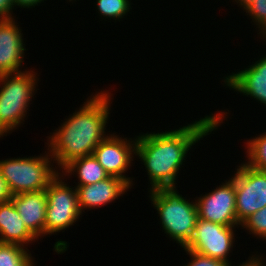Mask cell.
<instances>
[{
    "label": "cell",
    "instance_id": "1",
    "mask_svg": "<svg viewBox=\"0 0 266 266\" xmlns=\"http://www.w3.org/2000/svg\"><path fill=\"white\" fill-rule=\"evenodd\" d=\"M227 114L218 112L179 129L160 133L147 132L135 137V156L144 163L151 185L149 191L160 187H175L177 174L188 151L206 135L218 129Z\"/></svg>",
    "mask_w": 266,
    "mask_h": 266
},
{
    "label": "cell",
    "instance_id": "2",
    "mask_svg": "<svg viewBox=\"0 0 266 266\" xmlns=\"http://www.w3.org/2000/svg\"><path fill=\"white\" fill-rule=\"evenodd\" d=\"M94 95L65 119L47 140V150L60 169L73 159L93 155L94 149L109 135L105 134V129L112 94L100 91Z\"/></svg>",
    "mask_w": 266,
    "mask_h": 266
},
{
    "label": "cell",
    "instance_id": "3",
    "mask_svg": "<svg viewBox=\"0 0 266 266\" xmlns=\"http://www.w3.org/2000/svg\"><path fill=\"white\" fill-rule=\"evenodd\" d=\"M175 187H160L150 192V200L160 216V222L169 237L185 247L193 237L198 218L196 200L189 201Z\"/></svg>",
    "mask_w": 266,
    "mask_h": 266
},
{
    "label": "cell",
    "instance_id": "4",
    "mask_svg": "<svg viewBox=\"0 0 266 266\" xmlns=\"http://www.w3.org/2000/svg\"><path fill=\"white\" fill-rule=\"evenodd\" d=\"M33 70L0 75V137L23 123L39 81Z\"/></svg>",
    "mask_w": 266,
    "mask_h": 266
},
{
    "label": "cell",
    "instance_id": "5",
    "mask_svg": "<svg viewBox=\"0 0 266 266\" xmlns=\"http://www.w3.org/2000/svg\"><path fill=\"white\" fill-rule=\"evenodd\" d=\"M52 159L49 151H45V155L35 157L0 160V172L12 195L45 190L58 174Z\"/></svg>",
    "mask_w": 266,
    "mask_h": 266
},
{
    "label": "cell",
    "instance_id": "6",
    "mask_svg": "<svg viewBox=\"0 0 266 266\" xmlns=\"http://www.w3.org/2000/svg\"><path fill=\"white\" fill-rule=\"evenodd\" d=\"M62 177L59 172L45 189L47 195L45 236L66 230L83 214L78 205L76 187L70 188L72 186L63 182L64 177Z\"/></svg>",
    "mask_w": 266,
    "mask_h": 266
},
{
    "label": "cell",
    "instance_id": "7",
    "mask_svg": "<svg viewBox=\"0 0 266 266\" xmlns=\"http://www.w3.org/2000/svg\"><path fill=\"white\" fill-rule=\"evenodd\" d=\"M232 179L236 189V215L241 226L248 217L266 206V171L241 163Z\"/></svg>",
    "mask_w": 266,
    "mask_h": 266
},
{
    "label": "cell",
    "instance_id": "8",
    "mask_svg": "<svg viewBox=\"0 0 266 266\" xmlns=\"http://www.w3.org/2000/svg\"><path fill=\"white\" fill-rule=\"evenodd\" d=\"M235 228L236 226H225L197 218L193 237L183 249L229 264L228 256L234 246Z\"/></svg>",
    "mask_w": 266,
    "mask_h": 266
},
{
    "label": "cell",
    "instance_id": "9",
    "mask_svg": "<svg viewBox=\"0 0 266 266\" xmlns=\"http://www.w3.org/2000/svg\"><path fill=\"white\" fill-rule=\"evenodd\" d=\"M236 189L232 178L213 191L197 197L198 218L225 226L240 225L236 215Z\"/></svg>",
    "mask_w": 266,
    "mask_h": 266
},
{
    "label": "cell",
    "instance_id": "10",
    "mask_svg": "<svg viewBox=\"0 0 266 266\" xmlns=\"http://www.w3.org/2000/svg\"><path fill=\"white\" fill-rule=\"evenodd\" d=\"M118 136L114 133L109 134L94 149L93 155L109 176L125 180L132 188L133 179L126 177L123 173L127 172L136 154V139L127 140Z\"/></svg>",
    "mask_w": 266,
    "mask_h": 266
},
{
    "label": "cell",
    "instance_id": "11",
    "mask_svg": "<svg viewBox=\"0 0 266 266\" xmlns=\"http://www.w3.org/2000/svg\"><path fill=\"white\" fill-rule=\"evenodd\" d=\"M16 23L14 18L0 19V75L22 72L26 48Z\"/></svg>",
    "mask_w": 266,
    "mask_h": 266
},
{
    "label": "cell",
    "instance_id": "12",
    "mask_svg": "<svg viewBox=\"0 0 266 266\" xmlns=\"http://www.w3.org/2000/svg\"><path fill=\"white\" fill-rule=\"evenodd\" d=\"M131 186L120 178L109 176L103 181L94 184L76 186L78 205L80 211L84 209L100 208L103 205L112 203L115 199L129 191Z\"/></svg>",
    "mask_w": 266,
    "mask_h": 266
},
{
    "label": "cell",
    "instance_id": "13",
    "mask_svg": "<svg viewBox=\"0 0 266 266\" xmlns=\"http://www.w3.org/2000/svg\"><path fill=\"white\" fill-rule=\"evenodd\" d=\"M225 86L266 106V55L254 64L224 78Z\"/></svg>",
    "mask_w": 266,
    "mask_h": 266
},
{
    "label": "cell",
    "instance_id": "14",
    "mask_svg": "<svg viewBox=\"0 0 266 266\" xmlns=\"http://www.w3.org/2000/svg\"><path fill=\"white\" fill-rule=\"evenodd\" d=\"M28 231L37 239L45 236L46 190L21 193L11 198Z\"/></svg>",
    "mask_w": 266,
    "mask_h": 266
},
{
    "label": "cell",
    "instance_id": "15",
    "mask_svg": "<svg viewBox=\"0 0 266 266\" xmlns=\"http://www.w3.org/2000/svg\"><path fill=\"white\" fill-rule=\"evenodd\" d=\"M35 240L13 202L10 200L0 204V243H15L25 247Z\"/></svg>",
    "mask_w": 266,
    "mask_h": 266
},
{
    "label": "cell",
    "instance_id": "16",
    "mask_svg": "<svg viewBox=\"0 0 266 266\" xmlns=\"http://www.w3.org/2000/svg\"><path fill=\"white\" fill-rule=\"evenodd\" d=\"M61 170L63 176L77 174L79 182L76 186L94 184L109 177L94 155L73 159Z\"/></svg>",
    "mask_w": 266,
    "mask_h": 266
},
{
    "label": "cell",
    "instance_id": "17",
    "mask_svg": "<svg viewBox=\"0 0 266 266\" xmlns=\"http://www.w3.org/2000/svg\"><path fill=\"white\" fill-rule=\"evenodd\" d=\"M24 248L15 243H0V266H35L29 249Z\"/></svg>",
    "mask_w": 266,
    "mask_h": 266
},
{
    "label": "cell",
    "instance_id": "18",
    "mask_svg": "<svg viewBox=\"0 0 266 266\" xmlns=\"http://www.w3.org/2000/svg\"><path fill=\"white\" fill-rule=\"evenodd\" d=\"M247 159L250 167L266 171V132L247 140Z\"/></svg>",
    "mask_w": 266,
    "mask_h": 266
},
{
    "label": "cell",
    "instance_id": "19",
    "mask_svg": "<svg viewBox=\"0 0 266 266\" xmlns=\"http://www.w3.org/2000/svg\"><path fill=\"white\" fill-rule=\"evenodd\" d=\"M97 9L100 16L115 20L123 18L130 11L131 1L129 0H97Z\"/></svg>",
    "mask_w": 266,
    "mask_h": 266
},
{
    "label": "cell",
    "instance_id": "20",
    "mask_svg": "<svg viewBox=\"0 0 266 266\" xmlns=\"http://www.w3.org/2000/svg\"><path fill=\"white\" fill-rule=\"evenodd\" d=\"M241 227L255 235L254 237L266 240V206L248 217Z\"/></svg>",
    "mask_w": 266,
    "mask_h": 266
},
{
    "label": "cell",
    "instance_id": "21",
    "mask_svg": "<svg viewBox=\"0 0 266 266\" xmlns=\"http://www.w3.org/2000/svg\"><path fill=\"white\" fill-rule=\"evenodd\" d=\"M245 11L254 24L258 25L256 28L260 32L257 34L261 33L263 39L266 38V0H255Z\"/></svg>",
    "mask_w": 266,
    "mask_h": 266
},
{
    "label": "cell",
    "instance_id": "22",
    "mask_svg": "<svg viewBox=\"0 0 266 266\" xmlns=\"http://www.w3.org/2000/svg\"><path fill=\"white\" fill-rule=\"evenodd\" d=\"M184 250L190 255L191 258V262L184 266H232L231 263L228 264L218 259H214L188 249Z\"/></svg>",
    "mask_w": 266,
    "mask_h": 266
},
{
    "label": "cell",
    "instance_id": "23",
    "mask_svg": "<svg viewBox=\"0 0 266 266\" xmlns=\"http://www.w3.org/2000/svg\"><path fill=\"white\" fill-rule=\"evenodd\" d=\"M14 9L13 0H0V19H11Z\"/></svg>",
    "mask_w": 266,
    "mask_h": 266
},
{
    "label": "cell",
    "instance_id": "24",
    "mask_svg": "<svg viewBox=\"0 0 266 266\" xmlns=\"http://www.w3.org/2000/svg\"><path fill=\"white\" fill-rule=\"evenodd\" d=\"M12 197L13 195L10 191L8 183L5 181L0 172V204L10 201Z\"/></svg>",
    "mask_w": 266,
    "mask_h": 266
},
{
    "label": "cell",
    "instance_id": "25",
    "mask_svg": "<svg viewBox=\"0 0 266 266\" xmlns=\"http://www.w3.org/2000/svg\"><path fill=\"white\" fill-rule=\"evenodd\" d=\"M44 0H13V5L14 7L17 5L19 7L23 8H32L35 7L36 5L40 4Z\"/></svg>",
    "mask_w": 266,
    "mask_h": 266
},
{
    "label": "cell",
    "instance_id": "26",
    "mask_svg": "<svg viewBox=\"0 0 266 266\" xmlns=\"http://www.w3.org/2000/svg\"><path fill=\"white\" fill-rule=\"evenodd\" d=\"M255 255H253L252 257L249 258V260L255 265V266H265L266 265V262L264 264L263 260H265V258H262L263 256H256L254 257ZM263 259V260H262Z\"/></svg>",
    "mask_w": 266,
    "mask_h": 266
},
{
    "label": "cell",
    "instance_id": "27",
    "mask_svg": "<svg viewBox=\"0 0 266 266\" xmlns=\"http://www.w3.org/2000/svg\"><path fill=\"white\" fill-rule=\"evenodd\" d=\"M235 2L243 8V11L246 10L255 0H235Z\"/></svg>",
    "mask_w": 266,
    "mask_h": 266
},
{
    "label": "cell",
    "instance_id": "28",
    "mask_svg": "<svg viewBox=\"0 0 266 266\" xmlns=\"http://www.w3.org/2000/svg\"><path fill=\"white\" fill-rule=\"evenodd\" d=\"M239 266H255L250 260H246V262H243Z\"/></svg>",
    "mask_w": 266,
    "mask_h": 266
}]
</instances>
